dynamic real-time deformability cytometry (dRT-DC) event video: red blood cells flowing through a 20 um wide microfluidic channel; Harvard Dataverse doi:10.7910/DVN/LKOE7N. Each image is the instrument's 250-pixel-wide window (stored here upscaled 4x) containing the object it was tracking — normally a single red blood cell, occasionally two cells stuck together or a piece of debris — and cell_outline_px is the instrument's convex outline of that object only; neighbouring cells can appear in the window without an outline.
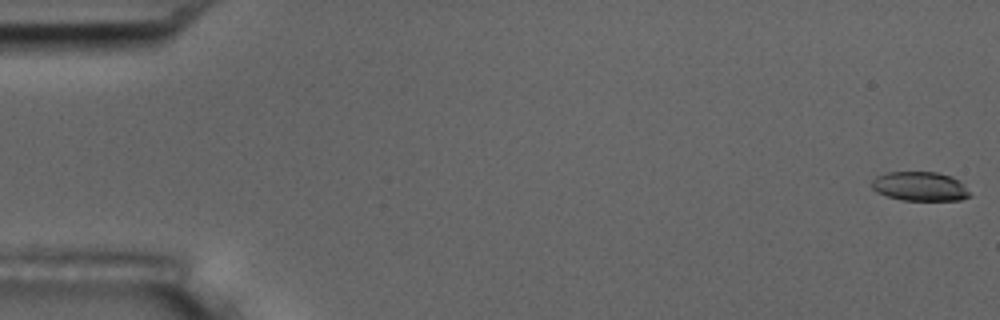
{"species": "common noctule bat (a hibernating species)", "species_latin": "Nyctalus noctula", "temperature_condition": "room temperature", "stored_images_in_passage": 56, "camera_frame_rate_fps": 3000, "um_per_image_px": 0.085, "animal": {"sex": "male", "body_mass_g": 17.5, "forearm_length_mm": 52.3}, "frame": {"image": 1, "passage_image": 1, "time_ms": 0.0, "image_size_px": [1000, 320], "cell_outline_px": [[972, 196], [960, 200], [904, 200], [888, 196], [876, 192], [872, 188], [872, 180], [876, 176], [888, 172], [936, 172], [952, 176]], "centroid_in_image_um": [78.15, 15.84], "position_along_channel_um": 6.8, "area_um2": 16.42}}
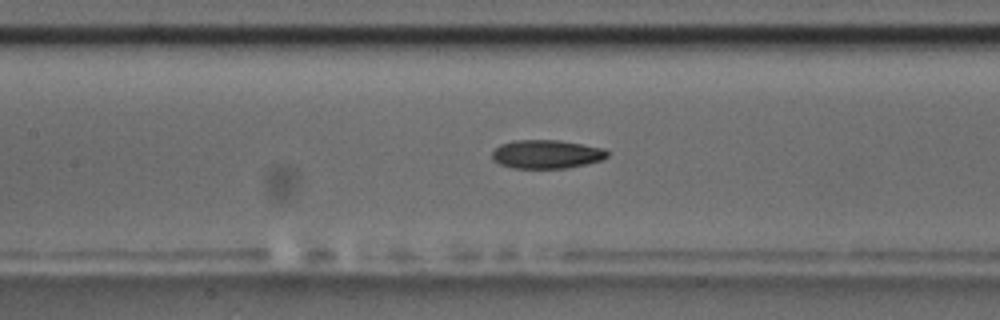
{"frame": {"image": 2, "passage_image": 26, "time_ms": 8.333, "image_size_px": [1000, 320], "cell_outline_px": [[608, 156], [600, 160], [568, 168], [512, 168], [500, 164], [492, 160], [492, 152], [500, 144], [512, 140], [560, 140], [604, 148], [608, 152]], "centroid_in_image_um": [46.42, 13.1], "position_along_channel_um": 161.0, "area_um2": 19.25}}
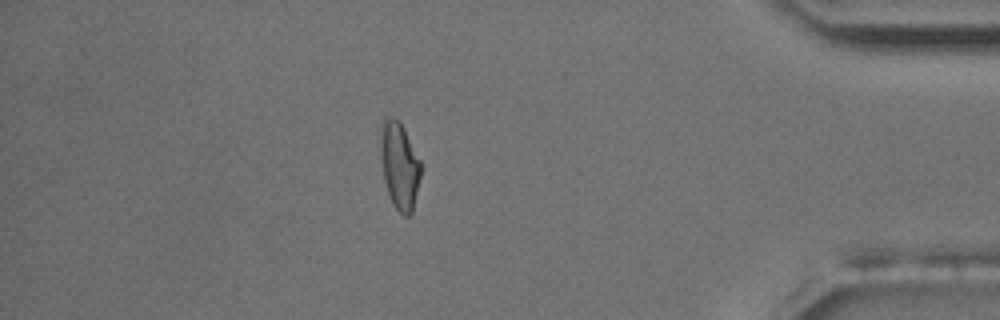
{"frame": {"image": 3, "passage_image": 49, "time_ms": 16.0, "image_size_px": [1000, 320], "cell_outline_px": [[420, 176], [412, 212], [408, 216], [404, 216], [396, 208], [388, 192], [384, 180], [380, 152], [380, 124], [384, 116], [400, 120], [420, 160]], "centroid_in_image_um": [33.93, 14.01], "position_along_channel_um": 401.3, "area_um2": 20.29}, "authors_computed_cell_mechanics": {"area_um2": 19.1318, "velocity_mm_per_s": 3.6503, "shape_relaxation_time_tau1_ms": 10.6569, "shape_relaxation_time_tau2_ms": 2.6366, "deformation_change_tau1": 0.2268, "deformation_change_tau2": 0.0943}}